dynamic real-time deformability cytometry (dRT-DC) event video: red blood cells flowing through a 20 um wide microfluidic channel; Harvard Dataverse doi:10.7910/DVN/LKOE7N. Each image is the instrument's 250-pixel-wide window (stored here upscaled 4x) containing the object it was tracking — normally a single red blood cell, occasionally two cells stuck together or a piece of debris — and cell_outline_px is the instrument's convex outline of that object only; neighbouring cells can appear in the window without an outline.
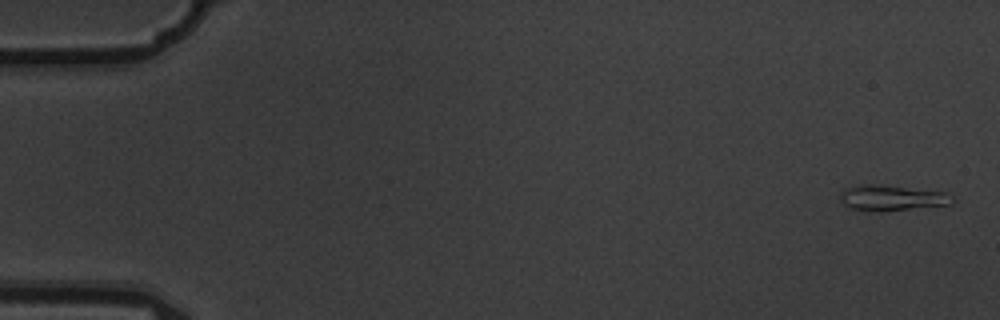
{"species": "common noctule bat (a hibernating species)", "species_latin": "Nyctalus noctula", "temperature_condition": "warm", "stored_images_in_passage": 13, "segment_of_instrument_passage": [1, 2], "camera_frame_rate_fps": 3000, "um_per_image_px": 0.085, "animal": {"sex": "male", "body_mass_g": 19.5, "forearm_length_mm": 54.6}, "frame": {"image": 1, "passage_image": 1, "time_ms": 0.0, "image_size_px": [1000, 320], "cell_outline_px": [[952, 204], [880, 212], [876, 212], [848, 208], [840, 200], [840, 192], [844, 188], [860, 184], [872, 184], [944, 192], [952, 196]], "centroid_in_image_um": [75.72, 16.83], "position_along_channel_um": 9.3, "area_um2": 16.65}}
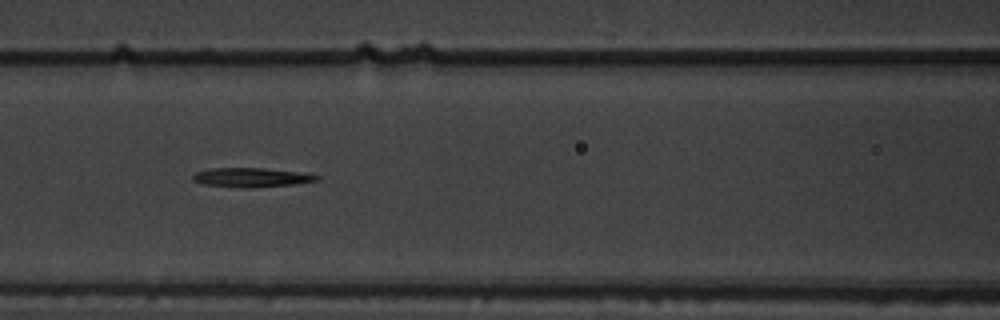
{"frame": {"image": 2, "passage_image": 7, "time_ms": 2.0, "image_size_px": [1000, 320], "cell_outline_px": [[320, 180], [292, 184], [248, 188], [244, 188], [204, 184], [192, 180], [192, 176], [196, 172], [208, 168], [264, 168], [304, 172], [320, 176]], "centroid_in_image_um": [21.38, 15.07], "position_along_channel_um": 145.2, "area_um2": 13.93}}
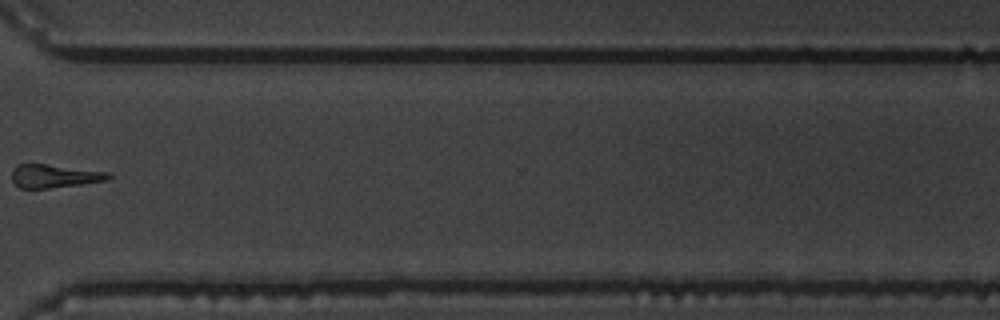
{"frame": {"image": 3, "passage_image": 12, "time_ms": 3.667, "image_size_px": [1000, 320], "cell_outline_px": [[112, 176], [108, 180], [80, 184], [48, 188], [20, 188], [12, 180], [12, 172], [16, 164], [44, 164], [108, 172]], "centroid_in_image_um": [4.6, 14.96], "position_along_channel_um": 366.0, "area_um2": 12.89}}